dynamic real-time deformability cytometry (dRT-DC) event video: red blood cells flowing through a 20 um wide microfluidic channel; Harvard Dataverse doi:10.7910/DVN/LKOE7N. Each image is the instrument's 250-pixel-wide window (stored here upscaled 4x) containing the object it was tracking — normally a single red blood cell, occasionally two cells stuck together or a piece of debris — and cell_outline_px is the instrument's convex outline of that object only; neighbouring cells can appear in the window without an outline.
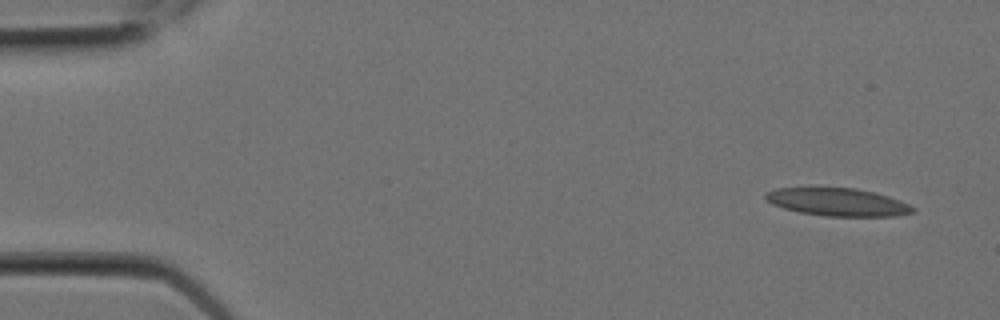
{"species": "Egyptian fruit bat (a non-hibernating species)", "species_latin": "Rousettus aegyptiacus", "temperature_condition": "room temperature", "stored_images_in_passage": 5, "camera_frame_rate_fps": 3000, "um_per_image_px": 0.085, "animal": {"sex": "female"}, "frame": {"image": 1, "passage_image": 1, "time_ms": 0.0, "image_size_px": [1000, 320], "cell_outline_px": [[916, 208], [912, 212], [896, 216], [828, 216], [800, 212], [784, 208], [772, 204], [764, 196], [768, 192], [776, 188], [816, 184], [856, 188], [876, 192], [900, 200]], "centroid_in_image_um": [71.15, 17.11], "position_along_channel_um": 13.8, "area_um2": 24.8}}
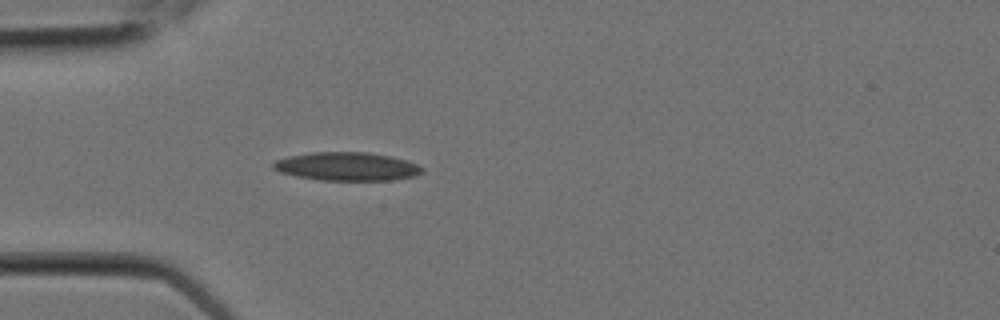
{"frame": {"image": 2, "passage_image": 5, "time_ms": 1.333, "image_size_px": [1000, 320], "cell_outline_px": [[424, 172], [416, 176], [392, 180], [320, 180], [296, 176], [280, 172], [272, 168], [272, 164], [276, 160], [288, 156], [312, 152], [368, 152], [392, 156], [416, 164], [424, 168]], "centroid_in_image_um": [29.5, 14.15], "position_along_channel_um": 55.5, "area_um2": 24.74}}